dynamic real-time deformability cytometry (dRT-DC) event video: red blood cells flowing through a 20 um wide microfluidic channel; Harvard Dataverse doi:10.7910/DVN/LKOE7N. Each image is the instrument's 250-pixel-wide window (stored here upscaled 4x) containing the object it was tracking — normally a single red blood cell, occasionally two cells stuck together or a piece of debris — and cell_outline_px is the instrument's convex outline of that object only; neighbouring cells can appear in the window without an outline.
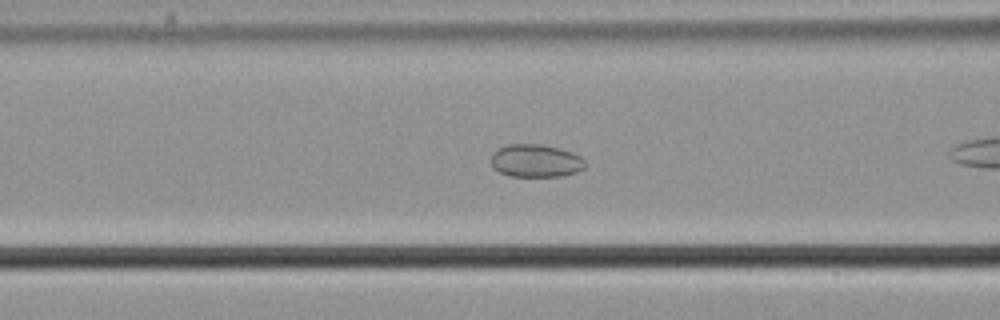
{"species": "common noctule bat (a hibernating species)", "species_latin": "Nyctalus noctula", "temperature_condition": "cold", "stored_images_in_passage": 11, "camera_frame_rate_fps": 3000, "um_per_image_px": 0.085, "animal": {"sex": "male", "body_mass_g": 21.5, "forearm_length_mm": 52.0}, "frame": {"image": 1, "passage_image": 3, "time_ms": 0.667, "image_size_px": [1000, 320], "cell_outline_px": [[588, 164], [584, 168], [576, 172], [560, 176], [508, 176], [492, 168], [492, 152], [496, 148], [508, 144], [544, 144], [560, 148], [572, 152], [580, 156]], "centroid_in_image_um": [45.53, 13.65], "position_along_channel_um": 121.1, "area_um2": 18.26}}
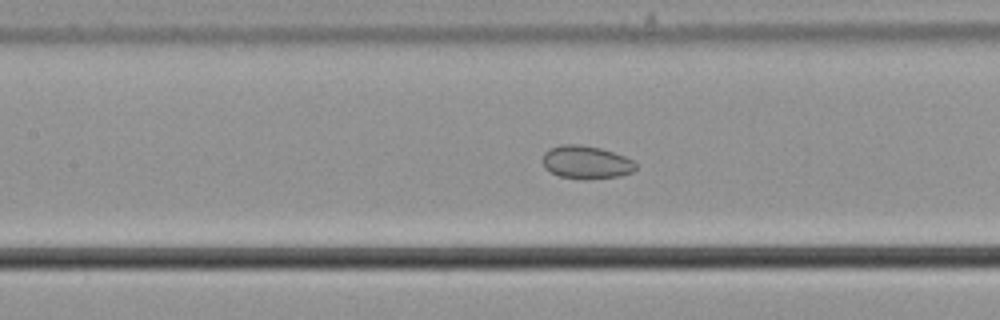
{"frame": {"image": 2, "passage_image": 6, "time_ms": 1.667, "image_size_px": [1000, 320], "cell_outline_px": [[636, 168], [632, 172], [620, 176], [584, 180], [560, 176], [544, 168], [544, 152], [560, 144], [580, 144], [600, 148], [624, 156], [632, 160], [636, 164]], "centroid_in_image_um": [49.83, 13.8], "position_along_channel_um": 157.6, "area_um2": 17.86}}
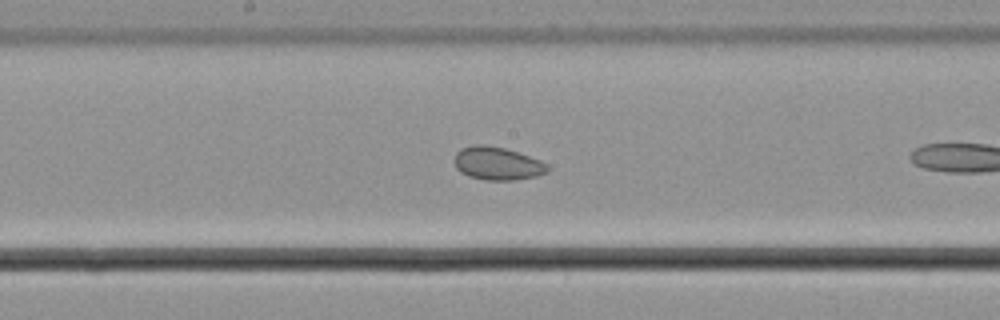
{"frame": {"image": 3, "passage_image": 10, "time_ms": 3.0, "image_size_px": [1000, 320], "cell_outline_px": [[548, 172], [536, 176], [512, 180], [484, 180], [468, 176], [460, 172], [456, 168], [456, 152], [460, 148], [476, 144], [484, 144], [504, 148], [540, 160], [548, 164]], "centroid_in_image_um": [42.26, 13.9], "position_along_channel_um": 205.9, "area_um2": 17.86}}